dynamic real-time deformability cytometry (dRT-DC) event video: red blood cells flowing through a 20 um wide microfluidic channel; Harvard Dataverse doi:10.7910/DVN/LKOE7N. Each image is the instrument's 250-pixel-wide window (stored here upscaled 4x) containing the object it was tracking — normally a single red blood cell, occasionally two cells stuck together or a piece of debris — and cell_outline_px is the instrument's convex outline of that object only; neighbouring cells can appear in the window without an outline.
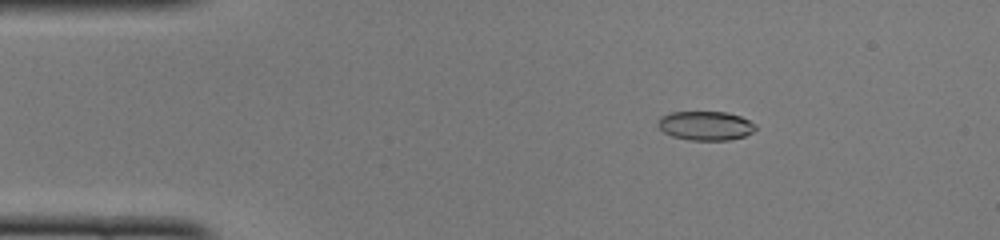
{"species": "common noctule bat (a hibernating species)", "species_latin": "Nyctalus noctula", "temperature_condition": "cold", "stored_images_in_passage": 43, "camera_frame_rate_fps": 3000, "um_per_image_px": 0.085, "animal": {"sex": "female", "body_mass_g": 22.0, "forearm_length_mm": 56.7}, "frame": {"image": 1, "passage_image": 2, "time_ms": 0.333, "image_size_px": [1000, 240], "cell_outline_px": [[756, 128], [752, 132], [744, 136], [728, 140], [688, 140], [672, 136], [664, 132], [656, 124], [660, 116], [672, 112], [728, 112], [740, 116], [756, 124]], "centroid_in_image_um": [59.95, 10.68], "position_along_channel_um": 25.0, "area_um2": 16.59}}
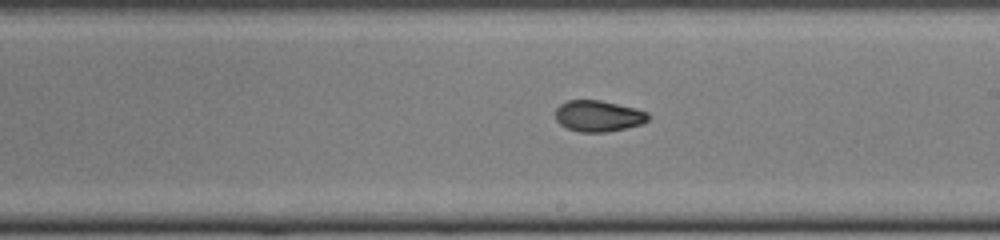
{"frame": {"image": 2, "passage_image": 22, "time_ms": 7.0, "image_size_px": [1000, 240], "cell_outline_px": [[648, 120], [644, 124], [604, 132], [580, 132], [568, 128], [560, 124], [556, 120], [556, 108], [560, 104], [568, 100], [600, 100], [636, 108], [648, 112]], "centroid_in_image_um": [50.87, 9.85], "position_along_channel_um": 238.1, "area_um2": 16.82}}
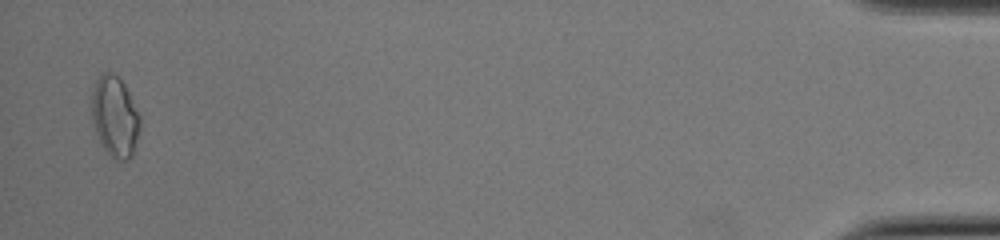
{"frame": {"image": 3, "passage_image": 42, "time_ms": 13.667, "image_size_px": [1000, 240], "cell_outline_px": [[140, 128], [132, 156], [128, 160], [116, 160], [104, 152], [100, 144], [92, 124], [92, 88], [100, 72], [112, 72], [124, 84], [140, 116]], "centroid_in_image_um": [9.74, 9.94], "position_along_channel_um": 425.5, "area_um2": 23.0}, "authors_computed_cell_mechanics": {"area_um2": 17.051, "velocity_mm_per_s": 4.1196, "shape_relaxation_time_tau1_ms": 3.6845, "shape_relaxation_time_tau2_ms": 1.781, "deformation_change_tau1": 0.1493, "deformation_change_tau2": 0.061}}